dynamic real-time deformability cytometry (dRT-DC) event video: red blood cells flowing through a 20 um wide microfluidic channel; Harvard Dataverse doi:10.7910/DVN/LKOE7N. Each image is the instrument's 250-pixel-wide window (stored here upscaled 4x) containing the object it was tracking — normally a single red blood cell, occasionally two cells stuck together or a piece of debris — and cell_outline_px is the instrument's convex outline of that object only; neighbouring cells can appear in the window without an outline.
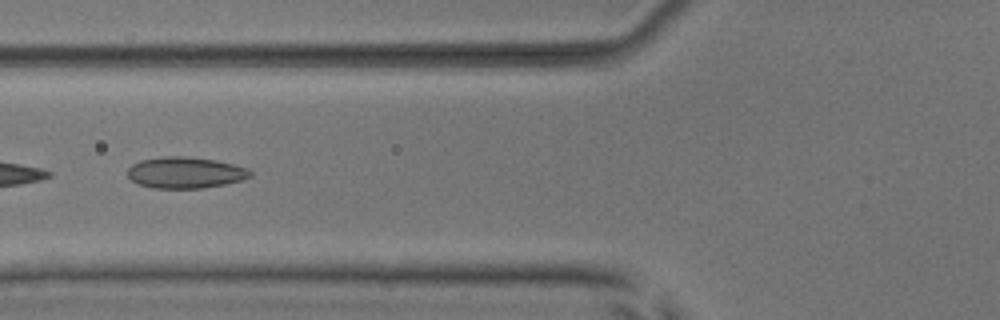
{"species": "common noctule bat (a hibernating species)", "species_latin": "Nyctalus noctula", "temperature_condition": "room temperature", "stored_images_in_passage": 7, "camera_frame_rate_fps": 3000, "um_per_image_px": 0.085, "animal": {"sex": "male", "body_mass_g": 17.9, "forearm_length_mm": 54.2}, "frame": {"image": 1, "passage_image": 4, "time_ms": 4.667, "image_size_px": [1000, 320], "cell_outline_px": [[252, 176], [240, 180], [224, 184], [200, 188], [152, 188], [140, 184], [132, 180], [128, 176], [128, 168], [132, 164], [140, 160], [160, 156], [184, 156], [216, 160], [248, 168], [252, 172]], "centroid_in_image_um": [15.74, 14.66], "position_along_channel_um": 110.1, "area_um2": 22.31}}
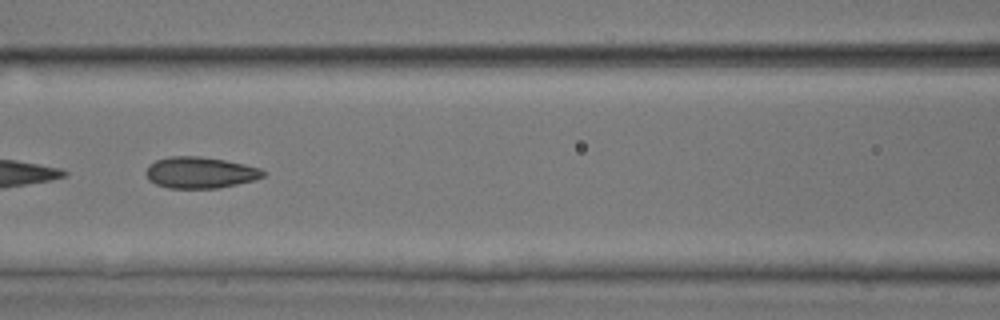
{"frame": {"image": 2, "passage_image": 5, "time_ms": 5.667, "image_size_px": [1000, 320], "cell_outline_px": [[264, 176], [252, 180], [220, 188], [168, 188], [156, 184], [148, 180], [148, 164], [156, 160], [168, 156], [200, 156], [224, 160], [244, 164], [260, 168], [264, 172]], "centroid_in_image_um": [16.99, 14.66], "position_along_channel_um": 149.6, "area_um2": 21.21}}
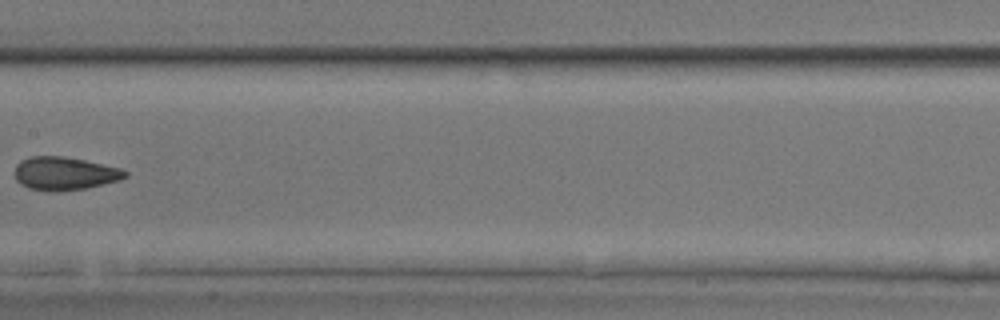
{"frame": {"image": 3, "passage_image": 6, "time_ms": 7.0, "image_size_px": [1000, 320], "cell_outline_px": [[128, 176], [120, 180], [84, 188], [56, 192], [28, 188], [20, 184], [16, 180], [16, 164], [20, 160], [28, 156], [64, 156], [84, 160], [120, 168], [128, 172]], "centroid_in_image_um": [5.47, 14.74], "position_along_channel_um": 201.9, "area_um2": 21.33}}